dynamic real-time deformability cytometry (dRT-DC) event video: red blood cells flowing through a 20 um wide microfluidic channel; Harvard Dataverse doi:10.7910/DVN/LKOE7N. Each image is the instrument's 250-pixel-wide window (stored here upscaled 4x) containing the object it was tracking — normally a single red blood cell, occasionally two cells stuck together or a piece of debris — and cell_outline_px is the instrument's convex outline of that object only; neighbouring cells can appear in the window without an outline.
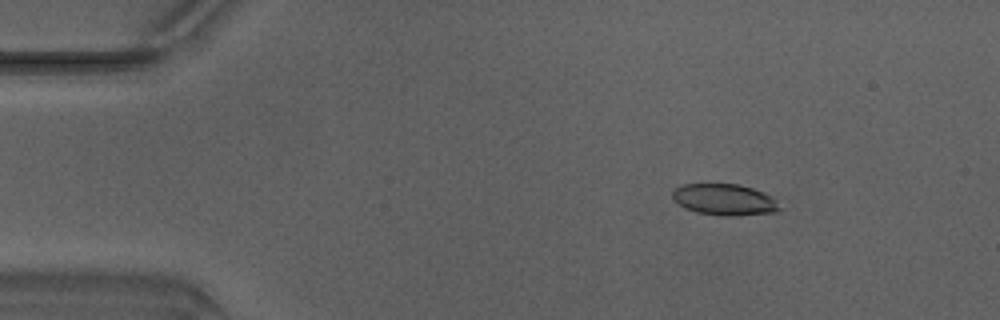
{"species": "Egyptian fruit bat (a non-hibernating species)", "species_latin": "Rousettus aegyptiacus", "temperature_condition": "warm", "stored_images_in_passage": 47, "camera_frame_rate_fps": 3000, "um_per_image_px": 0.085, "animal": {"sex": "male"}, "frame": {"image": 1, "passage_image": 5, "time_ms": 1.333, "image_size_px": [1000, 320], "cell_outline_px": [[780, 208], [776, 212], [732, 216], [720, 216], [696, 212], [684, 208], [672, 200], [672, 192], [676, 188], [684, 184], [740, 184], [764, 192], [772, 196]], "centroid_in_image_um": [61.55, 16.97], "position_along_channel_um": 23.5, "area_um2": 19.65}}
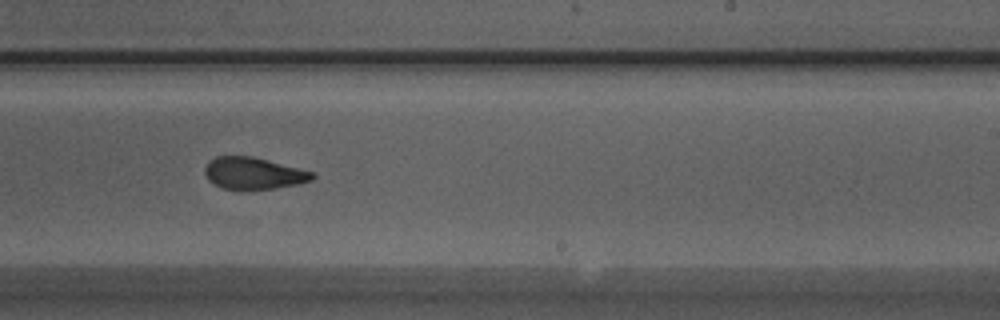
{"frame": {"image": 2, "passage_image": 28, "time_ms": 9.0, "image_size_px": [1000, 320], "cell_outline_px": [[316, 176], [312, 180], [296, 184], [276, 188], [220, 188], [208, 180], [204, 172], [204, 168], [208, 160], [216, 156], [252, 156], [268, 160], [312, 172]], "centroid_in_image_um": [21.5, 14.71], "position_along_channel_um": 267.5, "area_um2": 19.65}}
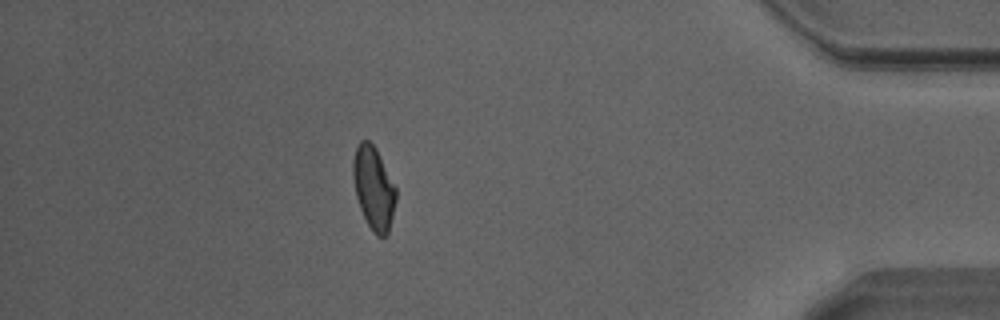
{"frame": {"image": 3, "passage_image": 41, "time_ms": 13.333, "image_size_px": [1000, 320], "cell_outline_px": [[396, 200], [388, 232], [384, 236], [376, 236], [372, 232], [360, 208], [356, 196], [352, 176], [352, 160], [356, 148], [360, 140], [368, 140], [376, 148], [396, 188]], "centroid_in_image_um": [31.74, 15.97], "position_along_channel_um": 403.5, "area_um2": 20.63}, "authors_computed_cell_mechanics": {"area_um2": 20.7502, "velocity_mm_per_s": 4.2047, "shape_relaxation_time_tau1_ms": 4.2317, "shape_relaxation_time_tau2_ms": 1.8935, "deformation_change_tau1": 0.1411, "deformation_change_tau2": 0.0726}}